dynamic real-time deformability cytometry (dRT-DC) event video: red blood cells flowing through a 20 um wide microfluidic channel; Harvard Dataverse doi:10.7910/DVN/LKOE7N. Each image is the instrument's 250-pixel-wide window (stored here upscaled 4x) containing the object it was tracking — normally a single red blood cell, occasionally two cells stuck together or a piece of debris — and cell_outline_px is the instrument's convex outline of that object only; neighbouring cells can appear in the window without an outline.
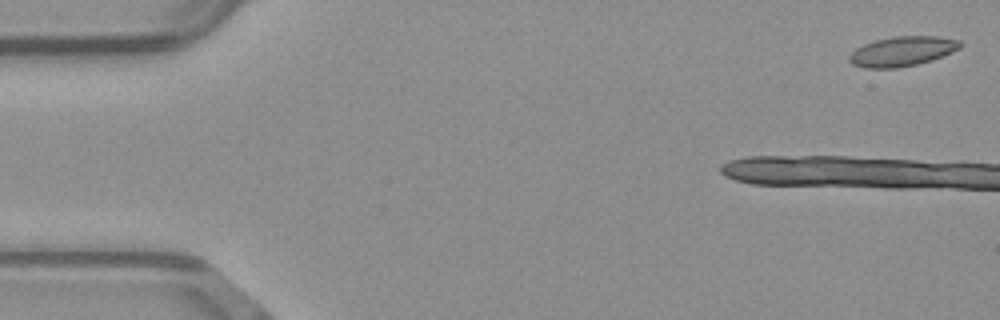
{"species": "common noctule bat (a hibernating species)", "species_latin": "Nyctalus noctula", "temperature_condition": "warm", "stored_images_in_passage": 12, "camera_frame_rate_fps": 3000, "um_per_image_px": 0.085, "animal": {"sex": "male", "body_mass_g": 23.1, "forearm_length_mm": 52.7}, "frame": {"image": 1, "passage_image": 1, "time_ms": 0.0, "image_size_px": [1000, 320], "cell_outline_px": [[964, 44], [960, 48], [952, 52], [932, 60], [916, 64], [896, 68], [864, 68], [852, 64], [848, 60], [848, 56], [856, 48], [864, 44], [876, 40], [896, 36], [940, 36], [960, 40]], "centroid_in_image_um": [76.71, 4.36], "position_along_channel_um": 8.3, "area_um2": 19.31}}